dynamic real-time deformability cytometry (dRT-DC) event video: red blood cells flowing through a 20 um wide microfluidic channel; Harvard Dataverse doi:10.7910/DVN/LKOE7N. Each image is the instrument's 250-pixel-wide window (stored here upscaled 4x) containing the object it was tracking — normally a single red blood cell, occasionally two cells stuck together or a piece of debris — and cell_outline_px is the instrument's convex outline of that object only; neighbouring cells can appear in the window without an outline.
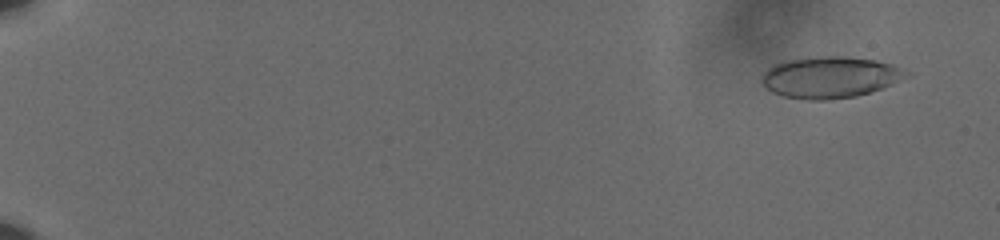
{"species": "human", "species_latin": "Homo sapiens", "temperature_condition": "cold", "stored_images_in_passage": 60, "camera_frame_rate_fps": 3000, "um_per_image_px": 0.085, "donor": {"sex": "male"}, "frame": {"image": 1, "passage_image": 4, "time_ms": 1.0, "image_size_px": [1000, 240], "cell_outline_px": [[912, 72], [892, 84], [856, 96], [828, 100], [808, 100], [784, 96], [772, 92], [764, 88], [760, 84], [760, 76], [772, 64], [788, 60], [816, 56], [844, 56], [876, 60], [892, 64]], "centroid_in_image_um": [70.5, 6.56], "position_along_channel_um": 14.5, "area_um2": 35.08}}
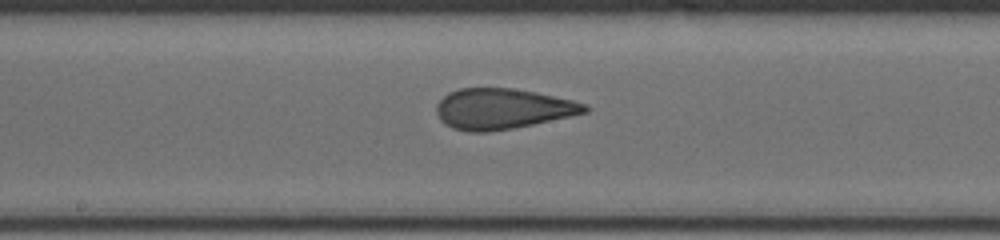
{"frame": {"image": 2, "passage_image": 35, "time_ms": 11.333, "image_size_px": [1000, 240], "cell_outline_px": [[592, 108], [588, 112], [532, 124], [512, 128], [488, 132], [468, 132], [452, 128], [444, 124], [440, 120], [436, 112], [436, 104], [448, 92], [460, 88], [512, 88], [536, 92], [572, 100], [588, 104]], "centroid_in_image_um": [42.7, 9.25], "position_along_channel_um": 205.5, "area_um2": 35.14}}
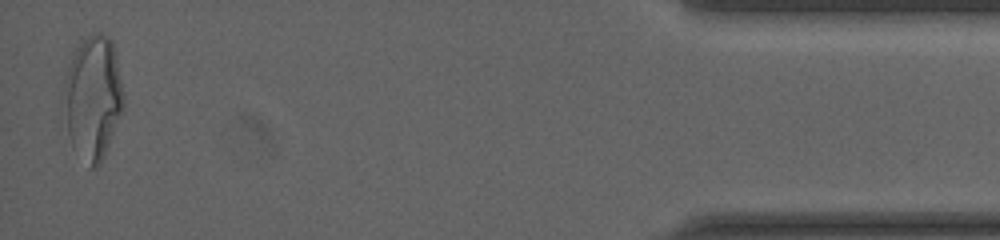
{"frame": {"image": 3, "passage_image": 59, "time_ms": 19.333, "image_size_px": [1000, 240], "cell_outline_px": [[124, 108], [104, 156], [100, 164], [96, 168], [88, 168], [72, 148], [60, 100], [68, 68], [76, 48], [88, 36], [96, 32], [100, 32], [108, 36], [112, 40], [116, 56], [124, 96]], "centroid_in_image_um": [7.88, 8.35], "position_along_channel_um": 427.3, "area_um2": 43.64}, "authors_computed_cell_mechanics": {"area_um2": 34.9979, "velocity_mm_per_s": 3.6332, "shape_relaxation_time_tau1_ms": null, "shape_relaxation_time_tau2_ms": 1.0418, "deformation_change_tau1": null, "deformation_change_tau2": 0.0745}}